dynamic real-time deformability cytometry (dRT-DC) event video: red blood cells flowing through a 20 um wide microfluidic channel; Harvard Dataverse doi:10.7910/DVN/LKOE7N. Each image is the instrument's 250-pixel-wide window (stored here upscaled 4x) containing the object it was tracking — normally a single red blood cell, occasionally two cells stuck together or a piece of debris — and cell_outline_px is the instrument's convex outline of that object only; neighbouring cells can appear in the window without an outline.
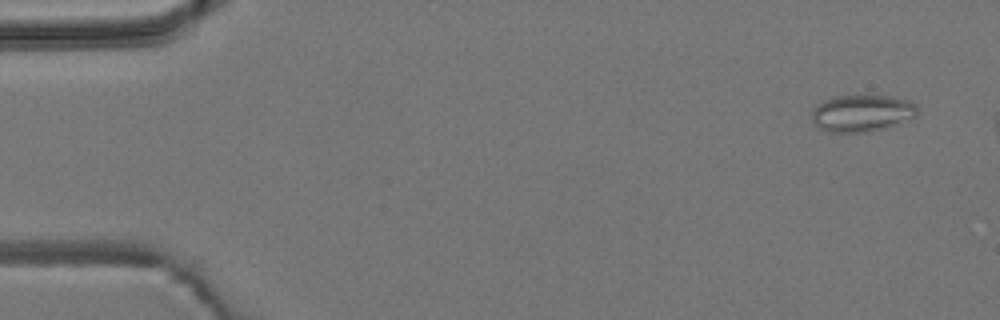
{"species": "common noctule bat (a hibernating species)", "species_latin": "Nyctalus noctula", "temperature_condition": "room temperature", "stored_images_in_passage": 3, "camera_frame_rate_fps": 3000, "um_per_image_px": 0.085, "animal": {"sex": "male", "body_mass_g": 19.2, "forearm_length_mm": 51.8}, "frame": {"image": 1, "passage_image": 1, "time_ms": 0.0, "image_size_px": [1000, 320], "cell_outline_px": [[916, 116], [888, 128], [872, 132], [828, 132], [816, 128], [812, 120], [812, 112], [816, 104], [832, 96], [892, 96], [908, 100], [916, 104]], "centroid_in_image_um": [73.23, 9.64], "position_along_channel_um": 11.8, "area_um2": 23.0}}